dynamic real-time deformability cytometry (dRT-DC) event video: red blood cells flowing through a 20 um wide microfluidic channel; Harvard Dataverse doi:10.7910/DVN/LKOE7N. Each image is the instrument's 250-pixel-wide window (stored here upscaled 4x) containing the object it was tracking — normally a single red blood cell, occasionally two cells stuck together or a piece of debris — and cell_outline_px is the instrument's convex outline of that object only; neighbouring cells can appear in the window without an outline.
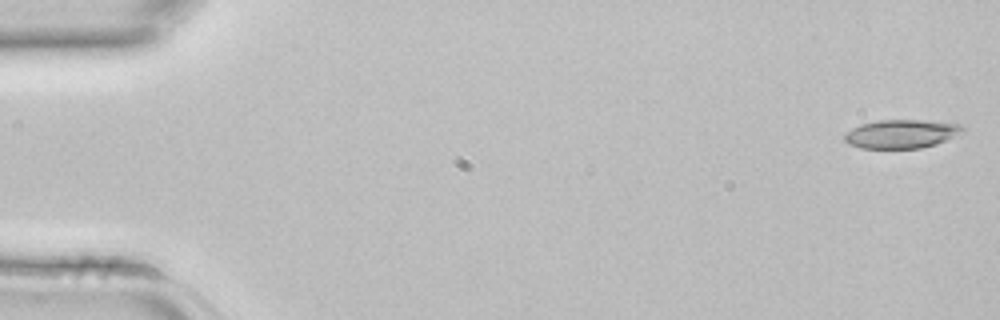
{"species": "common noctule bat (a hibernating species)", "species_latin": "Nyctalus noctula", "temperature_condition": "room temperature", "stored_images_in_passage": 4, "camera_frame_rate_fps": 3000, "um_per_image_px": 0.085, "animal": {"sex": "female", "body_mass_g": 22.7, "forearm_length_mm": 54.2}, "frame": {"image": 1, "passage_image": 1, "time_ms": 0.0, "image_size_px": [1000, 320], "cell_outline_px": [[964, 132], [936, 144], [920, 148], [860, 148], [848, 144], [844, 140], [844, 132], [860, 124], [880, 120], [924, 120], [960, 124], [964, 128]], "centroid_in_image_um": [76.59, 11.38], "position_along_channel_um": 8.4, "area_um2": 19.77}}
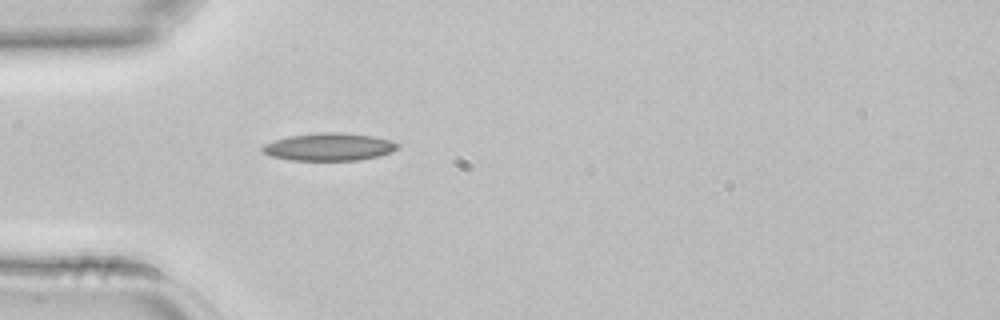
{"frame": {"image": 2, "passage_image": 4, "time_ms": 1.0, "image_size_px": [1000, 320], "cell_outline_px": [[400, 148], [392, 152], [380, 156], [360, 160], [288, 160], [272, 156], [264, 152], [260, 148], [264, 144], [288, 136], [320, 132], [340, 132], [372, 136], [388, 140], [400, 144]], "centroid_in_image_um": [28.0, 12.49], "position_along_channel_um": 57.0, "area_um2": 21.79}}